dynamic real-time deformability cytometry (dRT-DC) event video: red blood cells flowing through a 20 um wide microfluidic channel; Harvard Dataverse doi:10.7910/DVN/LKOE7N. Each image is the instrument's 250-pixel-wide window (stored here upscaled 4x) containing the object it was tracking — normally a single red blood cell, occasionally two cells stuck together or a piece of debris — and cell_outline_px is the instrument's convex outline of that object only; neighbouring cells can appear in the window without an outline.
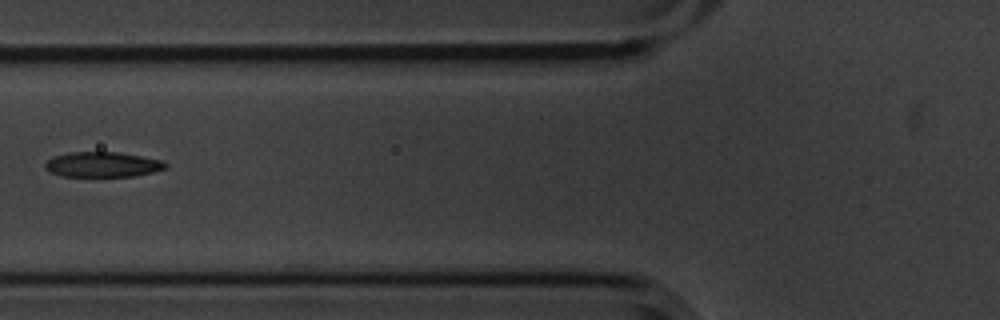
{"species": "common noctule bat (a hibernating species)", "species_latin": "Nyctalus noctula", "temperature_condition": "cold", "stored_images_in_passage": 7, "camera_frame_rate_fps": 3000, "um_per_image_px": 0.085, "animal": {"sex": "male", "body_mass_g": 20.1, "forearm_length_mm": 53.5}, "frame": {"image": 1, "passage_image": 7, "time_ms": 2.0, "image_size_px": [1000, 320], "cell_outline_px": [[168, 164], [164, 168], [152, 172], [136, 176], [60, 176], [44, 168], [44, 164], [48, 160], [56, 156], [68, 152], [116, 152], [164, 160]], "centroid_in_image_um": [8.72, 13.98], "position_along_channel_um": 117.1, "area_um2": 17.51}}